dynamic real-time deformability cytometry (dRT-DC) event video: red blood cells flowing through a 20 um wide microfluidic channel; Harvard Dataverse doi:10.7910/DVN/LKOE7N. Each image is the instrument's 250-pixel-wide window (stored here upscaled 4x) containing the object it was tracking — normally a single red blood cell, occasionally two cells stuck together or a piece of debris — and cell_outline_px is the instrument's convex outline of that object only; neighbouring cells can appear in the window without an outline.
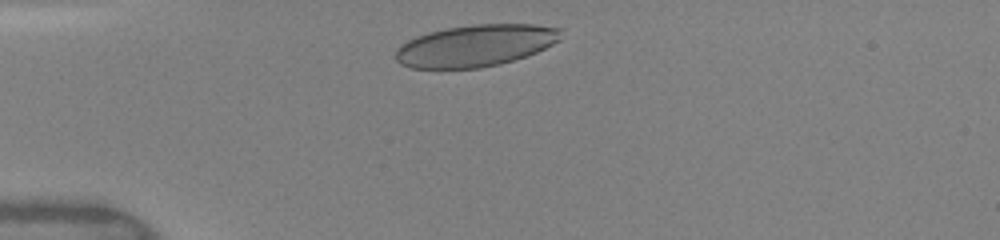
{"species": "human", "species_latin": "Homo sapiens", "temperature_condition": "warm", "stored_images_in_passage": 32, "camera_frame_rate_fps": 3000, "um_per_image_px": 0.085, "donor": {"sex": "female"}, "frame": {"image": 1, "passage_image": 3, "time_ms": 0.667, "image_size_px": [1000, 240], "cell_outline_px": [[564, 28], [560, 40], [536, 52], [500, 64], [480, 68], [412, 68], [400, 64], [396, 60], [396, 48], [400, 44], [416, 36], [428, 32], [448, 28], [472, 24], [536, 24]], "centroid_in_image_um": [40.43, 3.86], "position_along_channel_um": 44.6, "area_um2": 40.4}}
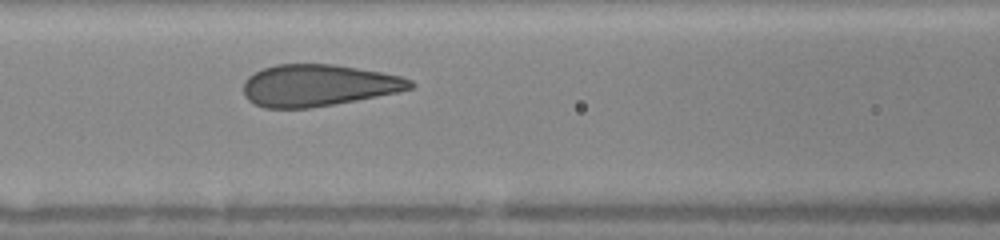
{"frame": {"image": 2, "passage_image": 12, "time_ms": 3.667, "image_size_px": [1000, 240], "cell_outline_px": [[416, 84], [412, 88], [396, 92], [356, 100], [308, 108], [264, 108], [248, 100], [244, 96], [244, 80], [248, 76], [264, 68], [276, 64], [332, 64], [380, 72], [400, 76], [412, 80]], "centroid_in_image_um": [27.02, 7.25], "position_along_channel_um": 139.6, "area_um2": 40.29}}
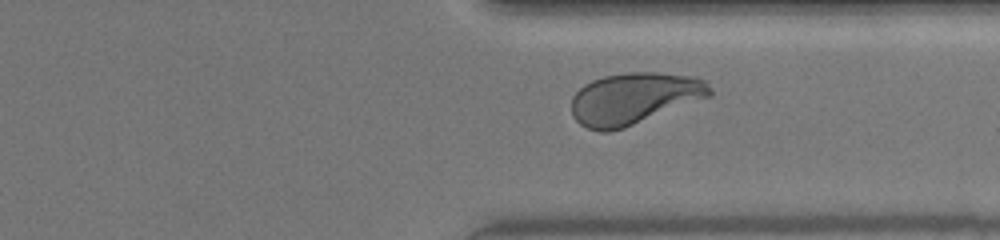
{"frame": {"image": 3, "passage_image": 28, "time_ms": 9.0, "image_size_px": [1000, 240], "cell_outline_px": [[712, 96], [624, 128], [608, 132], [600, 132], [588, 128], [580, 124], [572, 116], [572, 96], [584, 84], [592, 80], [604, 76], [628, 72], [656, 72], [692, 76], [708, 80], [712, 88]], "centroid_in_image_um": [53.93, 8.36], "position_along_channel_um": 357.5, "area_um2": 41.96}, "authors_computed_cell_mechanics": {"area_um2": 41.0091, "velocity_mm_per_s": 4.0849, "shape_relaxation_time_tau1_ms": 3.6114, "shape_relaxation_time_tau2_ms": null, "deformation_change_tau1": 0.1568, "deformation_change_tau2": null}}